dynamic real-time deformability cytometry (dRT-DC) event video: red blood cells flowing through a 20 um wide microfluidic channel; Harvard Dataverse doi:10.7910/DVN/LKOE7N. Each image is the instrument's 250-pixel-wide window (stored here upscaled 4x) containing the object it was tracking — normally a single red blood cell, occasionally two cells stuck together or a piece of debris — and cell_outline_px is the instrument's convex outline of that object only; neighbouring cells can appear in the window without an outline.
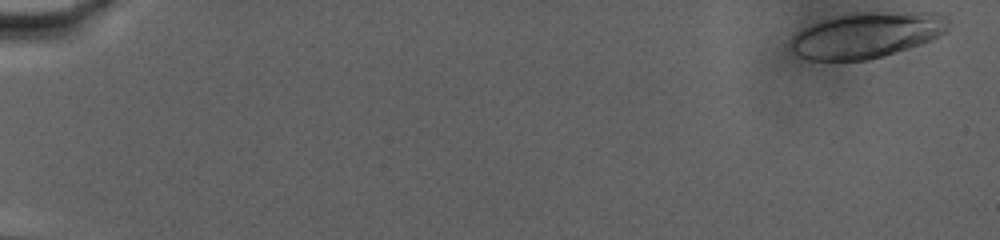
{"species": "human", "species_latin": "Homo sapiens", "temperature_condition": "warm", "stored_images_in_passage": 16, "camera_frame_rate_fps": 3000, "um_per_image_px": 0.085, "donor": {"sex": "male"}, "frame": {"image": 1, "passage_image": 1, "time_ms": 0.0, "image_size_px": [1000, 240], "cell_outline_px": [[948, 32], [932, 40], [908, 48], [868, 60], [808, 60], [792, 52], [792, 36], [796, 32], [812, 24], [824, 20], [840, 16], [912, 12], [936, 12], [948, 16]], "centroid_in_image_um": [73.73, 3.01], "position_along_channel_um": 11.3, "area_um2": 41.1}}